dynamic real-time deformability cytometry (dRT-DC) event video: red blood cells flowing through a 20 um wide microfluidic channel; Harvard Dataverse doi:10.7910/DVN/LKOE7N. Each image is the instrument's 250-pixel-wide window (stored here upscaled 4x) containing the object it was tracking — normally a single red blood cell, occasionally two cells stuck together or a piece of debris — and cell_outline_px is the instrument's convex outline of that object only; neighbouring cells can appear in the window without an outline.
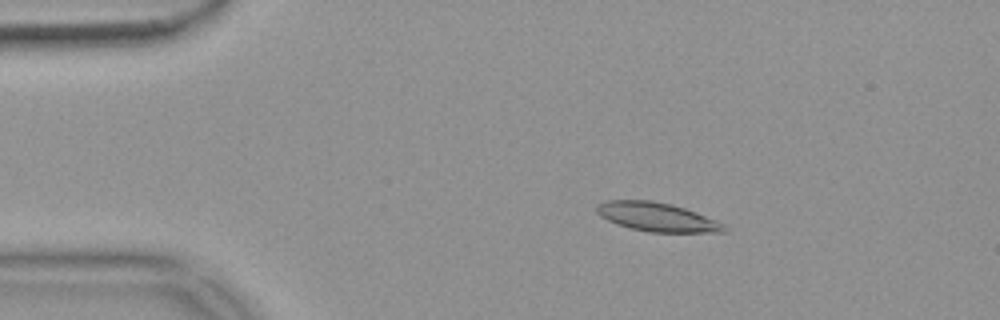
{"species": "common noctule bat (a hibernating species)", "species_latin": "Nyctalus noctula", "temperature_condition": "warm", "stored_images_in_passage": 51, "camera_frame_rate_fps": 3000, "um_per_image_px": 0.085, "animal": {"sex": "female", "body_mass_g": 18.4}, "frame": {"image": 1, "passage_image": 6, "time_ms": 1.667, "image_size_px": [1000, 320], "cell_outline_px": [[728, 232], [648, 232], [616, 224], [600, 216], [596, 212], [596, 204], [604, 200], [652, 200], [672, 204], [696, 212], [724, 224], [728, 228]], "centroid_in_image_um": [55.82, 18.44], "position_along_channel_um": 29.2, "area_um2": 21.5}}
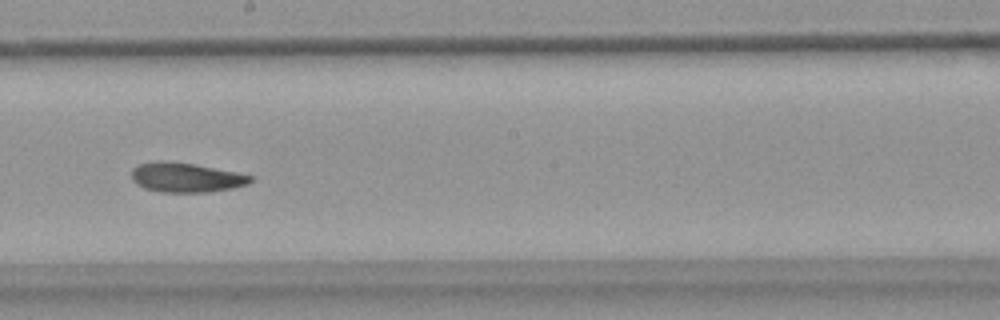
{"frame": {"image": 2, "passage_image": 27, "time_ms": 8.667, "image_size_px": [1000, 320], "cell_outline_px": [[252, 180], [248, 184], [232, 188], [208, 192], [160, 192], [144, 188], [136, 184], [132, 180], [132, 168], [136, 164], [156, 160], [168, 160], [192, 164], [236, 172], [252, 176]], "centroid_in_image_um": [15.74, 15.07], "position_along_channel_um": 232.5, "area_um2": 20.58}}
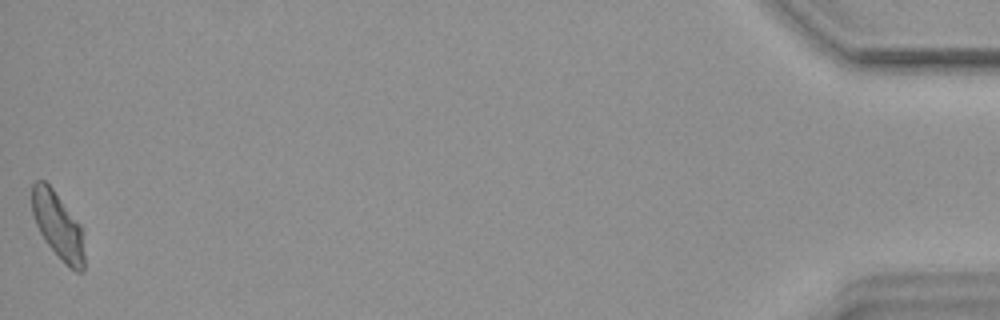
{"frame": {"image": 3, "passage_image": 51, "time_ms": 16.667, "image_size_px": [1000, 320], "cell_outline_px": [[84, 272], [76, 272], [44, 240], [36, 224], [32, 212], [32, 184], [36, 180], [44, 180], [52, 188], [80, 224], [84, 252]], "centroid_in_image_um": [4.91, 19.14], "position_along_channel_um": 430.3, "area_um2": 19.77}, "authors_computed_cell_mechanics": {"area_um2": 20.808, "velocity_mm_per_s": 3.6867, "shape_relaxation_time_tau1_ms": null, "shape_relaxation_time_tau2_ms": 6.4073, "deformation_change_tau1": null, "deformation_change_tau2": 0.1342}}